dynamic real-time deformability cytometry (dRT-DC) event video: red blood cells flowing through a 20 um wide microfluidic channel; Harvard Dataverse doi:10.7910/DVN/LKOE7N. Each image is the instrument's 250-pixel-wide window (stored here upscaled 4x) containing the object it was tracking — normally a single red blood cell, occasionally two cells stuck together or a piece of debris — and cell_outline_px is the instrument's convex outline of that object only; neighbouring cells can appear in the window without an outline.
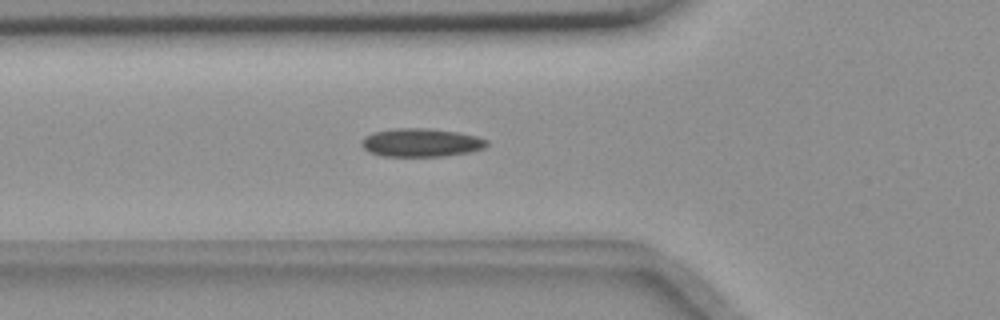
{"species": "common noctule bat (a hibernating species)", "species_latin": "Nyctalus noctula", "temperature_condition": "room temperature", "stored_images_in_passage": 40, "segment_of_instrument_passage": [1, 2], "camera_frame_rate_fps": 3000, "um_per_image_px": 0.085, "animal": {"sex": "female", "body_mass_g": 18.4}, "frame": {"image": 1, "passage_image": 3, "time_ms": 0.667, "image_size_px": [1000, 320], "cell_outline_px": [[488, 144], [484, 148], [468, 152], [444, 156], [384, 156], [368, 152], [360, 144], [360, 140], [364, 136], [372, 132], [396, 128], [424, 128], [456, 132], [476, 136], [488, 140]], "centroid_in_image_um": [35.74, 12.12], "position_along_channel_um": 90.1, "area_um2": 20.69}}
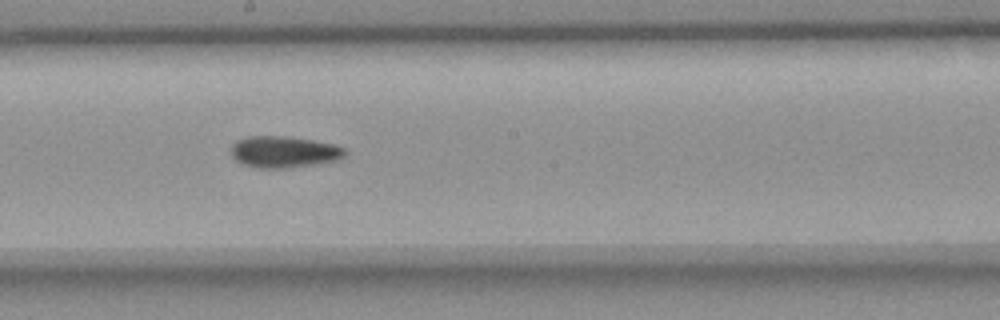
{"frame": {"image": 2, "passage_image": 14, "time_ms": 4.333, "image_size_px": [1000, 320], "cell_outline_px": [[348, 152], [340, 160], [320, 164], [284, 168], [256, 168], [244, 164], [236, 160], [232, 156], [232, 144], [236, 140], [248, 136], [284, 136], [312, 140], [332, 144], [344, 148]], "centroid_in_image_um": [24.16, 12.92], "position_along_channel_um": 224.0, "area_um2": 21.04}}
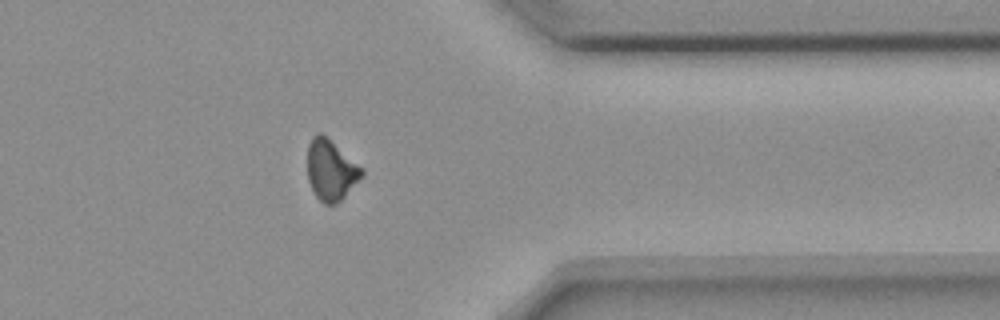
{"frame": {"image": 3, "passage_image": 28, "time_ms": 9.0, "image_size_px": [1000, 320], "cell_outline_px": [[364, 172], [344, 196], [336, 204], [324, 204], [316, 196], [308, 180], [308, 144], [312, 136], [316, 132], [320, 132], [364, 168]], "centroid_in_image_um": [28.1, 14.43], "position_along_channel_um": 383.3, "area_um2": 18.84}}